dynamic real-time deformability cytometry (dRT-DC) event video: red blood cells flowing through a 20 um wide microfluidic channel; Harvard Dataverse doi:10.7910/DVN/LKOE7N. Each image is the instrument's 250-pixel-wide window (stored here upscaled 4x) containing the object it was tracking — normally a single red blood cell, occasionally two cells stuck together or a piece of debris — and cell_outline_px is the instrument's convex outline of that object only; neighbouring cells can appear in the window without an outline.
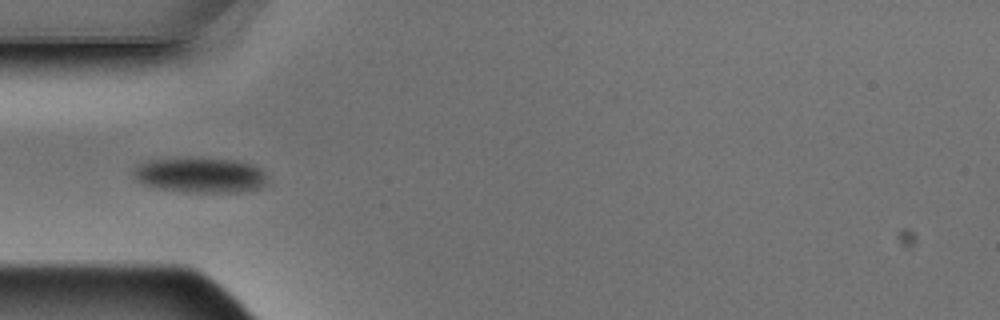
{"species": "Egyptian fruit bat (a non-hibernating species)", "species_latin": "Rousettus aegyptiacus", "temperature_condition": "warm", "stored_images_in_passage": 14, "camera_frame_rate_fps": 3000, "um_per_image_px": 0.085, "animal": {"sex": "male"}, "frame": {"image": 1, "passage_image": 4, "time_ms": 1.0, "image_size_px": [1000, 320], "cell_outline_px": [[268, 184], [260, 188], [240, 192], [184, 192], [156, 188], [140, 184], [132, 176], [132, 172], [140, 164], [148, 160], [232, 160], [252, 164], [260, 168], [264, 172]], "centroid_in_image_um": [17.03, 14.94], "position_along_channel_um": 68.0, "area_um2": 26.99}}
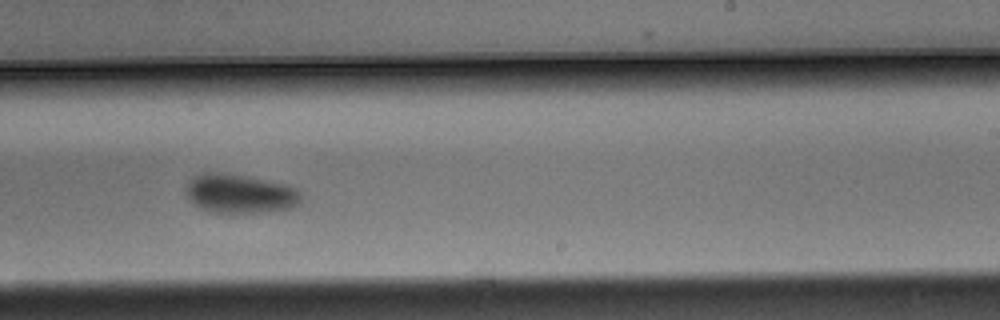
{"frame": {"image": 2, "passage_image": 9, "time_ms": 2.667, "image_size_px": [1000, 320], "cell_outline_px": [[300, 204], [292, 208], [260, 212], [216, 212], [200, 208], [184, 192], [184, 188], [200, 172], [224, 172], [252, 176], [288, 184], [296, 188], [300, 192]], "centroid_in_image_um": [20.43, 16.43], "position_along_channel_um": 268.6, "area_um2": 26.36}}
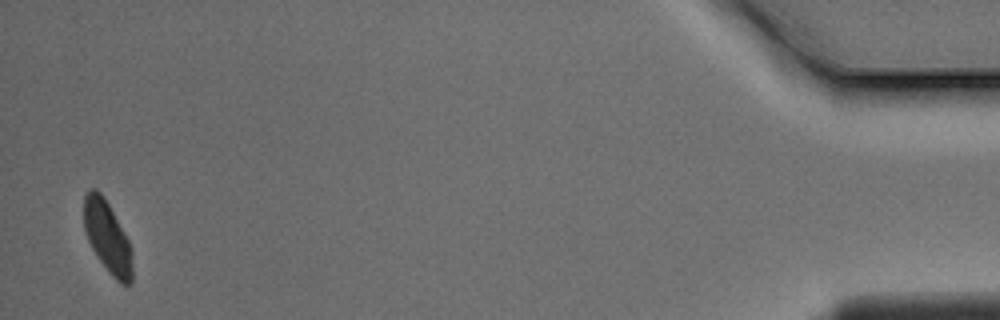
{"frame": {"image": 3, "passage_image": 14, "time_ms": 4.333, "image_size_px": [1000, 320], "cell_outline_px": [[132, 284], [120, 284], [108, 272], [96, 256], [88, 240], [84, 228], [84, 196], [88, 188], [96, 188], [104, 196], [128, 240], [132, 252]], "centroid_in_image_um": [9.12, 20.15], "position_along_channel_um": 426.1, "area_um2": 20.29}}